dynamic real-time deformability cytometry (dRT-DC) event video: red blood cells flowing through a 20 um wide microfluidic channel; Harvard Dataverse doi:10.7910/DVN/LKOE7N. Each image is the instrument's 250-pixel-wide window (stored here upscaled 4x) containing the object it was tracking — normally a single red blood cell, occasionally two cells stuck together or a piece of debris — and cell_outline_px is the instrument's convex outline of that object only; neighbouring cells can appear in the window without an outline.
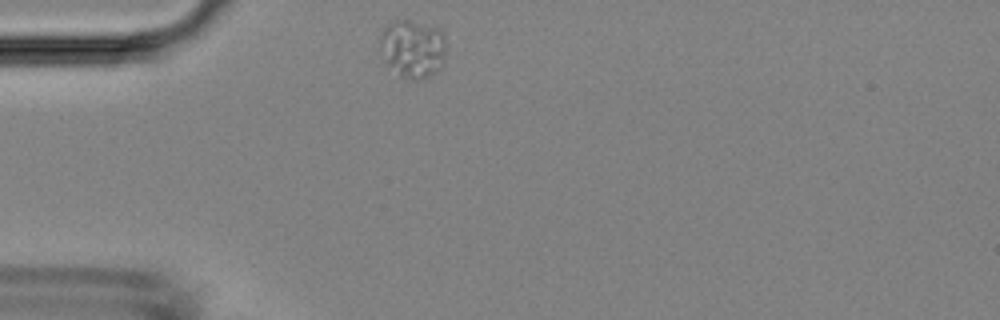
{"species": "Egyptian fruit bat (a non-hibernating species)", "species_latin": "Rousettus aegyptiacus", "temperature_condition": "room temperature", "stored_images_in_passage": 3, "camera_frame_rate_fps": 3000, "um_per_image_px": 0.085, "animal": {"sex": "female"}, "frame": {"image": 1, "passage_image": 1, "time_ms": 0.0, "image_size_px": [1000, 320], "cell_outline_px": [[444, 64], [440, 68], [428, 76], [420, 80], [416, 80], [400, 76], [388, 68], [380, 44], [380, 36], [384, 28], [392, 20], [408, 20], [440, 28], [444, 32]], "centroid_in_image_um": [35.08, 4.13], "position_along_channel_um": 49.9, "area_um2": 22.43}}
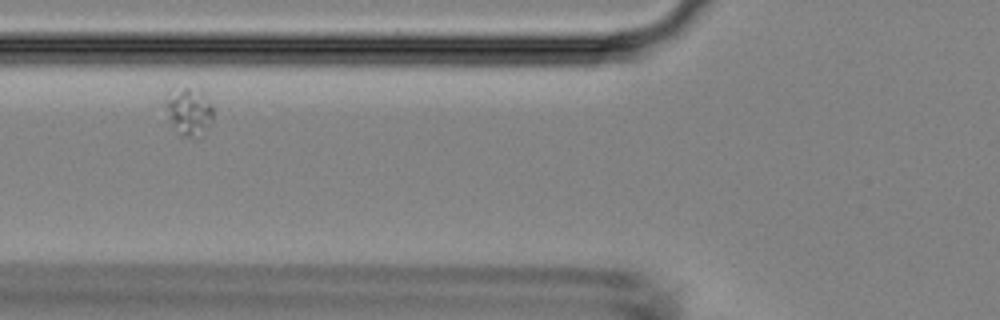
{"frame": {"image": 2, "passage_image": 3, "time_ms": 2.333, "image_size_px": [1000, 320], "cell_outline_px": [[212, 120], [208, 128], [200, 140], [180, 136], [172, 124], [168, 116], [164, 104], [164, 92], [168, 88], [200, 88], [204, 92], [212, 104]], "centroid_in_image_um": [16.04, 9.46], "position_along_channel_um": 109.8, "area_um2": 14.22}}